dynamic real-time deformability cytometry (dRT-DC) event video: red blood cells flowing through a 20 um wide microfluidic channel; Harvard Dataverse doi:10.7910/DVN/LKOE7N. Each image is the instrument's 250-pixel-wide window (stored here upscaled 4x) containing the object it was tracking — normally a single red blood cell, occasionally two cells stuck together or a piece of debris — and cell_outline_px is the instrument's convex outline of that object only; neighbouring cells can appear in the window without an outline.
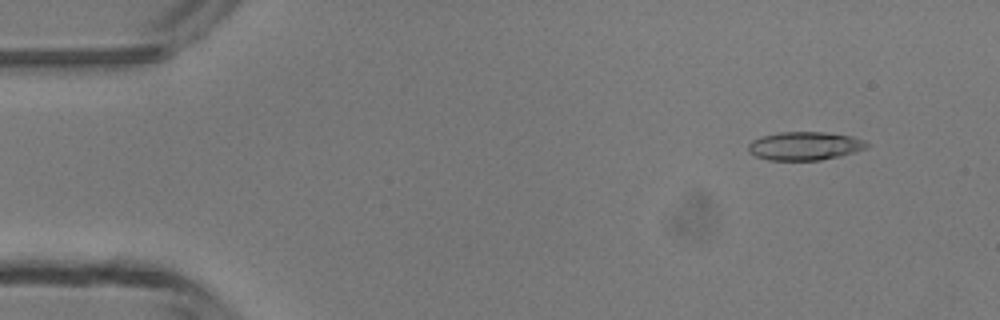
{"species": "common noctule bat (a hibernating species)", "species_latin": "Nyctalus noctula", "temperature_condition": "room temperature", "stored_images_in_passage": 49, "camera_frame_rate_fps": 3000, "um_per_image_px": 0.085, "animal": {"sex": "male", "body_mass_g": 13.3}, "frame": {"image": 1, "passage_image": 6, "time_ms": 1.667, "image_size_px": [1000, 320], "cell_outline_px": [[844, 136], [840, 152], [828, 156], [812, 160], [780, 160], [764, 156], [760, 140], [772, 136], [796, 132], [808, 132]], "centroid_in_image_um": [68.12, 12.41], "position_along_channel_um": 16.9, "area_um2": 13.81}}
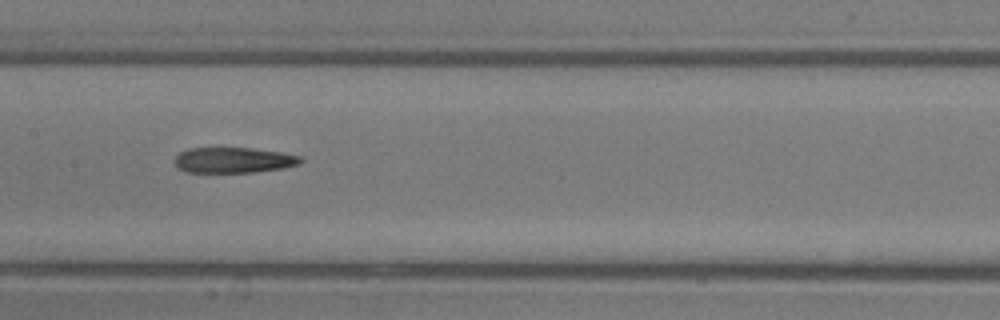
{"frame": {"image": 2, "passage_image": 25, "time_ms": 8.0, "image_size_px": [1000, 320], "cell_outline_px": [[300, 160], [292, 164], [272, 168], [240, 172], [196, 172], [184, 168], [176, 160], [184, 152], [200, 148], [240, 148], [268, 152], [292, 156]], "centroid_in_image_um": [19.72, 13.61], "position_along_channel_um": 187.7, "area_um2": 16.24}}
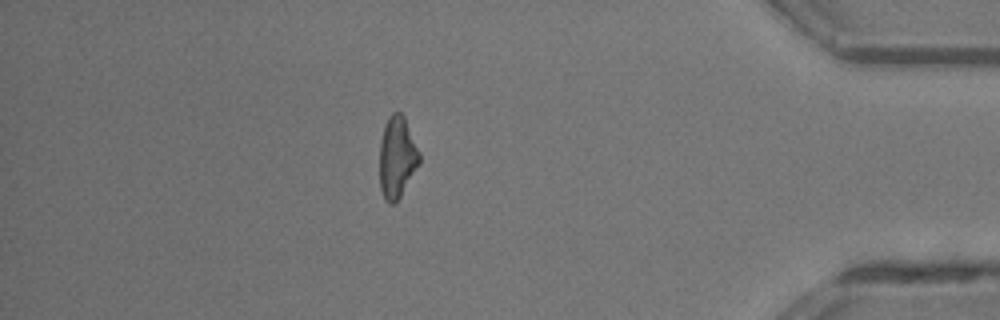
{"frame": {"image": 3, "passage_image": 43, "time_ms": 14.0, "image_size_px": [1000, 320], "cell_outline_px": [[420, 160], [396, 200], [388, 200], [384, 196], [380, 184], [380, 152], [384, 132], [388, 120], [396, 112], [404, 120], [420, 156]], "centroid_in_image_um": [33.73, 13.39], "position_along_channel_um": 401.5, "area_um2": 16.88}, "authors_computed_cell_mechanics": {"area_um2": 15.7216, "velocity_mm_per_s": 4.2904, "shape_relaxation_time_tau1_ms": 8.8164, "shape_relaxation_time_tau2_ms": 5.2441, "deformation_change_tau1": 0.2445, "deformation_change_tau2": 0.1941}}